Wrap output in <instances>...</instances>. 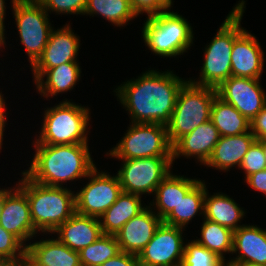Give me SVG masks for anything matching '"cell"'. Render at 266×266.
Instances as JSON below:
<instances>
[{"instance_id":"6da1fadb","label":"cell","mask_w":266,"mask_h":266,"mask_svg":"<svg viewBox=\"0 0 266 266\" xmlns=\"http://www.w3.org/2000/svg\"><path fill=\"white\" fill-rule=\"evenodd\" d=\"M149 68L138 78L122 82L114 94L130 116L131 123H157L167 126L171 120L180 88L188 80L173 70Z\"/></svg>"},{"instance_id":"7a4b0ae2","label":"cell","mask_w":266,"mask_h":266,"mask_svg":"<svg viewBox=\"0 0 266 266\" xmlns=\"http://www.w3.org/2000/svg\"><path fill=\"white\" fill-rule=\"evenodd\" d=\"M88 145L33 144L30 167L22 172L38 184L67 188V183L86 178L96 167Z\"/></svg>"},{"instance_id":"3957f363","label":"cell","mask_w":266,"mask_h":266,"mask_svg":"<svg viewBox=\"0 0 266 266\" xmlns=\"http://www.w3.org/2000/svg\"><path fill=\"white\" fill-rule=\"evenodd\" d=\"M245 2V0L238 1L217 29L211 42L204 47V62L199 70V77L198 79L189 78L191 83L217 88L231 77L233 43L246 30L241 26L246 8Z\"/></svg>"},{"instance_id":"277c9868","label":"cell","mask_w":266,"mask_h":266,"mask_svg":"<svg viewBox=\"0 0 266 266\" xmlns=\"http://www.w3.org/2000/svg\"><path fill=\"white\" fill-rule=\"evenodd\" d=\"M21 177L17 185L26 193L35 230L43 233L42 236H52V233L75 213V191H72L71 187L38 184L23 172Z\"/></svg>"},{"instance_id":"5b68a950","label":"cell","mask_w":266,"mask_h":266,"mask_svg":"<svg viewBox=\"0 0 266 266\" xmlns=\"http://www.w3.org/2000/svg\"><path fill=\"white\" fill-rule=\"evenodd\" d=\"M44 108L40 134L32 144L69 145L88 144L91 109L88 105L64 99ZM89 132V133H88Z\"/></svg>"},{"instance_id":"8992f818","label":"cell","mask_w":266,"mask_h":266,"mask_svg":"<svg viewBox=\"0 0 266 266\" xmlns=\"http://www.w3.org/2000/svg\"><path fill=\"white\" fill-rule=\"evenodd\" d=\"M141 31L145 46L163 59L183 55L195 40L191 24L171 10L146 17Z\"/></svg>"},{"instance_id":"52a82bcc","label":"cell","mask_w":266,"mask_h":266,"mask_svg":"<svg viewBox=\"0 0 266 266\" xmlns=\"http://www.w3.org/2000/svg\"><path fill=\"white\" fill-rule=\"evenodd\" d=\"M216 88L199 86L187 80L180 88L170 122L168 139L173 146L181 137L210 120Z\"/></svg>"},{"instance_id":"ba28073f","label":"cell","mask_w":266,"mask_h":266,"mask_svg":"<svg viewBox=\"0 0 266 266\" xmlns=\"http://www.w3.org/2000/svg\"><path fill=\"white\" fill-rule=\"evenodd\" d=\"M121 140L106 154L117 160L172 157L167 126L157 123H131Z\"/></svg>"},{"instance_id":"9c48e42d","label":"cell","mask_w":266,"mask_h":266,"mask_svg":"<svg viewBox=\"0 0 266 266\" xmlns=\"http://www.w3.org/2000/svg\"><path fill=\"white\" fill-rule=\"evenodd\" d=\"M13 18L29 65L41 56L52 29L49 14L37 0H11Z\"/></svg>"},{"instance_id":"30bf717a","label":"cell","mask_w":266,"mask_h":266,"mask_svg":"<svg viewBox=\"0 0 266 266\" xmlns=\"http://www.w3.org/2000/svg\"><path fill=\"white\" fill-rule=\"evenodd\" d=\"M172 160V157L122 160L117 171L122 192L154 196L156 187L171 172Z\"/></svg>"},{"instance_id":"8fae6325","label":"cell","mask_w":266,"mask_h":266,"mask_svg":"<svg viewBox=\"0 0 266 266\" xmlns=\"http://www.w3.org/2000/svg\"><path fill=\"white\" fill-rule=\"evenodd\" d=\"M85 179L89 182L75 191V212L100 218L122 193L119 178L117 174L112 176L96 166Z\"/></svg>"},{"instance_id":"7c38bea8","label":"cell","mask_w":266,"mask_h":266,"mask_svg":"<svg viewBox=\"0 0 266 266\" xmlns=\"http://www.w3.org/2000/svg\"><path fill=\"white\" fill-rule=\"evenodd\" d=\"M183 231L186 230L162 222L138 255L139 263L145 266H181L186 241Z\"/></svg>"},{"instance_id":"4fadbf2b","label":"cell","mask_w":266,"mask_h":266,"mask_svg":"<svg viewBox=\"0 0 266 266\" xmlns=\"http://www.w3.org/2000/svg\"><path fill=\"white\" fill-rule=\"evenodd\" d=\"M260 80L231 76L216 88L217 96L251 122L266 106V93Z\"/></svg>"},{"instance_id":"5bb4252c","label":"cell","mask_w":266,"mask_h":266,"mask_svg":"<svg viewBox=\"0 0 266 266\" xmlns=\"http://www.w3.org/2000/svg\"><path fill=\"white\" fill-rule=\"evenodd\" d=\"M80 42V36L73 32L68 22L60 29L53 28L41 56L30 67L33 83L50 68L67 62H78Z\"/></svg>"},{"instance_id":"9a60e30c","label":"cell","mask_w":266,"mask_h":266,"mask_svg":"<svg viewBox=\"0 0 266 266\" xmlns=\"http://www.w3.org/2000/svg\"><path fill=\"white\" fill-rule=\"evenodd\" d=\"M0 225L16 236L26 247L31 242V239L39 236L31 220L30 206L26 193L18 185L5 199L0 215Z\"/></svg>"},{"instance_id":"2e32d148","label":"cell","mask_w":266,"mask_h":266,"mask_svg":"<svg viewBox=\"0 0 266 266\" xmlns=\"http://www.w3.org/2000/svg\"><path fill=\"white\" fill-rule=\"evenodd\" d=\"M163 220L147 206L131 218L115 235L121 252L139 255Z\"/></svg>"},{"instance_id":"e0dca14e","label":"cell","mask_w":266,"mask_h":266,"mask_svg":"<svg viewBox=\"0 0 266 266\" xmlns=\"http://www.w3.org/2000/svg\"><path fill=\"white\" fill-rule=\"evenodd\" d=\"M231 53V76L261 79L265 59L256 36L245 30L234 41Z\"/></svg>"},{"instance_id":"ac0fdd59","label":"cell","mask_w":266,"mask_h":266,"mask_svg":"<svg viewBox=\"0 0 266 266\" xmlns=\"http://www.w3.org/2000/svg\"><path fill=\"white\" fill-rule=\"evenodd\" d=\"M220 137L219 131L211 120L199 125L172 146V163L177 158L185 157L186 159L195 158L196 163L205 165Z\"/></svg>"},{"instance_id":"d6986e66","label":"cell","mask_w":266,"mask_h":266,"mask_svg":"<svg viewBox=\"0 0 266 266\" xmlns=\"http://www.w3.org/2000/svg\"><path fill=\"white\" fill-rule=\"evenodd\" d=\"M226 263H249L266 266V229L258 225L240 226L233 234L232 255Z\"/></svg>"},{"instance_id":"ffe728a7","label":"cell","mask_w":266,"mask_h":266,"mask_svg":"<svg viewBox=\"0 0 266 266\" xmlns=\"http://www.w3.org/2000/svg\"><path fill=\"white\" fill-rule=\"evenodd\" d=\"M71 250L80 252L95 242L103 233L99 218L81 215L75 212L52 234Z\"/></svg>"},{"instance_id":"44dd1931","label":"cell","mask_w":266,"mask_h":266,"mask_svg":"<svg viewBox=\"0 0 266 266\" xmlns=\"http://www.w3.org/2000/svg\"><path fill=\"white\" fill-rule=\"evenodd\" d=\"M255 141L256 138L250 130L239 135L221 136L204 166L215 168L221 172H228L236 166L239 168L244 156Z\"/></svg>"},{"instance_id":"7402d4cb","label":"cell","mask_w":266,"mask_h":266,"mask_svg":"<svg viewBox=\"0 0 266 266\" xmlns=\"http://www.w3.org/2000/svg\"><path fill=\"white\" fill-rule=\"evenodd\" d=\"M200 181V178H188L171 172L156 187L154 199L148 206L164 220L184 198L186 194ZM152 206V207H151Z\"/></svg>"},{"instance_id":"603a6c76","label":"cell","mask_w":266,"mask_h":266,"mask_svg":"<svg viewBox=\"0 0 266 266\" xmlns=\"http://www.w3.org/2000/svg\"><path fill=\"white\" fill-rule=\"evenodd\" d=\"M79 62H67L48 69L35 83L38 94L46 99L73 90L81 78Z\"/></svg>"},{"instance_id":"cb8c5ba5","label":"cell","mask_w":266,"mask_h":266,"mask_svg":"<svg viewBox=\"0 0 266 266\" xmlns=\"http://www.w3.org/2000/svg\"><path fill=\"white\" fill-rule=\"evenodd\" d=\"M246 211L230 195L223 192L210 195L207 189L204 201V217L210 221L216 222L222 226L235 231L240 226L242 219L246 217Z\"/></svg>"},{"instance_id":"d4e9b609","label":"cell","mask_w":266,"mask_h":266,"mask_svg":"<svg viewBox=\"0 0 266 266\" xmlns=\"http://www.w3.org/2000/svg\"><path fill=\"white\" fill-rule=\"evenodd\" d=\"M141 198L136 194L122 192L99 218L102 233L116 235L131 218L141 213L148 206L142 203Z\"/></svg>"},{"instance_id":"484cf974","label":"cell","mask_w":266,"mask_h":266,"mask_svg":"<svg viewBox=\"0 0 266 266\" xmlns=\"http://www.w3.org/2000/svg\"><path fill=\"white\" fill-rule=\"evenodd\" d=\"M47 238L45 236L39 241L32 240L27 246V250L41 264L49 266H81L79 252L71 250L57 238H53V236L52 238Z\"/></svg>"},{"instance_id":"4316f807","label":"cell","mask_w":266,"mask_h":266,"mask_svg":"<svg viewBox=\"0 0 266 266\" xmlns=\"http://www.w3.org/2000/svg\"><path fill=\"white\" fill-rule=\"evenodd\" d=\"M205 180H200L184 198H181L177 206L163 220V223L186 229L187 225L198 214L204 217V201L206 194Z\"/></svg>"},{"instance_id":"83f0119b","label":"cell","mask_w":266,"mask_h":266,"mask_svg":"<svg viewBox=\"0 0 266 266\" xmlns=\"http://www.w3.org/2000/svg\"><path fill=\"white\" fill-rule=\"evenodd\" d=\"M210 120L220 136H234L250 130V122L234 106L218 96L214 98Z\"/></svg>"},{"instance_id":"f1b7e54d","label":"cell","mask_w":266,"mask_h":266,"mask_svg":"<svg viewBox=\"0 0 266 266\" xmlns=\"http://www.w3.org/2000/svg\"><path fill=\"white\" fill-rule=\"evenodd\" d=\"M83 15L103 17L116 27H124L137 18L129 0H87Z\"/></svg>"},{"instance_id":"f546056e","label":"cell","mask_w":266,"mask_h":266,"mask_svg":"<svg viewBox=\"0 0 266 266\" xmlns=\"http://www.w3.org/2000/svg\"><path fill=\"white\" fill-rule=\"evenodd\" d=\"M200 229V238L196 237L194 240L226 263V253H232L234 231L205 218Z\"/></svg>"},{"instance_id":"4dcf8cb0","label":"cell","mask_w":266,"mask_h":266,"mask_svg":"<svg viewBox=\"0 0 266 266\" xmlns=\"http://www.w3.org/2000/svg\"><path fill=\"white\" fill-rule=\"evenodd\" d=\"M120 252L115 235L102 234L95 242L79 252L80 263L81 266H101Z\"/></svg>"},{"instance_id":"1f68e13d","label":"cell","mask_w":266,"mask_h":266,"mask_svg":"<svg viewBox=\"0 0 266 266\" xmlns=\"http://www.w3.org/2000/svg\"><path fill=\"white\" fill-rule=\"evenodd\" d=\"M181 266H226V263L193 239L185 243Z\"/></svg>"},{"instance_id":"d6a6232c","label":"cell","mask_w":266,"mask_h":266,"mask_svg":"<svg viewBox=\"0 0 266 266\" xmlns=\"http://www.w3.org/2000/svg\"><path fill=\"white\" fill-rule=\"evenodd\" d=\"M27 247L12 233L0 225V257L11 264L23 262Z\"/></svg>"},{"instance_id":"836d02e7","label":"cell","mask_w":266,"mask_h":266,"mask_svg":"<svg viewBox=\"0 0 266 266\" xmlns=\"http://www.w3.org/2000/svg\"><path fill=\"white\" fill-rule=\"evenodd\" d=\"M46 12L56 15H83L87 0H37Z\"/></svg>"},{"instance_id":"e575fe53","label":"cell","mask_w":266,"mask_h":266,"mask_svg":"<svg viewBox=\"0 0 266 266\" xmlns=\"http://www.w3.org/2000/svg\"><path fill=\"white\" fill-rule=\"evenodd\" d=\"M266 169V159L261 145L255 141L244 156L239 170H243L244 179L258 171Z\"/></svg>"},{"instance_id":"d590c367","label":"cell","mask_w":266,"mask_h":266,"mask_svg":"<svg viewBox=\"0 0 266 266\" xmlns=\"http://www.w3.org/2000/svg\"><path fill=\"white\" fill-rule=\"evenodd\" d=\"M134 13L138 16L145 13L147 17L170 10L173 0H129Z\"/></svg>"},{"instance_id":"8d00e7d4","label":"cell","mask_w":266,"mask_h":266,"mask_svg":"<svg viewBox=\"0 0 266 266\" xmlns=\"http://www.w3.org/2000/svg\"><path fill=\"white\" fill-rule=\"evenodd\" d=\"M250 131L256 140L266 139V106L251 120Z\"/></svg>"},{"instance_id":"74e56055","label":"cell","mask_w":266,"mask_h":266,"mask_svg":"<svg viewBox=\"0 0 266 266\" xmlns=\"http://www.w3.org/2000/svg\"><path fill=\"white\" fill-rule=\"evenodd\" d=\"M137 255L120 252L115 257L108 259L101 266H139Z\"/></svg>"},{"instance_id":"f35d334b","label":"cell","mask_w":266,"mask_h":266,"mask_svg":"<svg viewBox=\"0 0 266 266\" xmlns=\"http://www.w3.org/2000/svg\"><path fill=\"white\" fill-rule=\"evenodd\" d=\"M244 181L254 191L266 195V169L247 176Z\"/></svg>"},{"instance_id":"ab89813d","label":"cell","mask_w":266,"mask_h":266,"mask_svg":"<svg viewBox=\"0 0 266 266\" xmlns=\"http://www.w3.org/2000/svg\"><path fill=\"white\" fill-rule=\"evenodd\" d=\"M6 102L4 98V94H2V90L0 91V152L2 150V145H3V136L5 132V126L7 125V117L6 115L8 114L6 112Z\"/></svg>"},{"instance_id":"60d3db41","label":"cell","mask_w":266,"mask_h":266,"mask_svg":"<svg viewBox=\"0 0 266 266\" xmlns=\"http://www.w3.org/2000/svg\"><path fill=\"white\" fill-rule=\"evenodd\" d=\"M22 263L24 266H49L41 264L27 249Z\"/></svg>"},{"instance_id":"b9f144b4","label":"cell","mask_w":266,"mask_h":266,"mask_svg":"<svg viewBox=\"0 0 266 266\" xmlns=\"http://www.w3.org/2000/svg\"><path fill=\"white\" fill-rule=\"evenodd\" d=\"M17 186L14 185V187H6V188H0V215L2 213V209L5 203V199L7 198V195Z\"/></svg>"},{"instance_id":"7bdbcfd3","label":"cell","mask_w":266,"mask_h":266,"mask_svg":"<svg viewBox=\"0 0 266 266\" xmlns=\"http://www.w3.org/2000/svg\"><path fill=\"white\" fill-rule=\"evenodd\" d=\"M6 3L5 0H0V25L5 27V17H6Z\"/></svg>"},{"instance_id":"ee69618b","label":"cell","mask_w":266,"mask_h":266,"mask_svg":"<svg viewBox=\"0 0 266 266\" xmlns=\"http://www.w3.org/2000/svg\"><path fill=\"white\" fill-rule=\"evenodd\" d=\"M6 28L2 25H0V51L6 47V36H5V30ZM3 47V49H1Z\"/></svg>"},{"instance_id":"f6af8a7d","label":"cell","mask_w":266,"mask_h":266,"mask_svg":"<svg viewBox=\"0 0 266 266\" xmlns=\"http://www.w3.org/2000/svg\"><path fill=\"white\" fill-rule=\"evenodd\" d=\"M226 266H265V265L249 264V263H226Z\"/></svg>"},{"instance_id":"bcb514c9","label":"cell","mask_w":266,"mask_h":266,"mask_svg":"<svg viewBox=\"0 0 266 266\" xmlns=\"http://www.w3.org/2000/svg\"><path fill=\"white\" fill-rule=\"evenodd\" d=\"M262 147L263 149V154L265 155V159H266V139H262V140H256Z\"/></svg>"},{"instance_id":"7dc6e473","label":"cell","mask_w":266,"mask_h":266,"mask_svg":"<svg viewBox=\"0 0 266 266\" xmlns=\"http://www.w3.org/2000/svg\"><path fill=\"white\" fill-rule=\"evenodd\" d=\"M12 264L5 260L4 258L0 257V266H11Z\"/></svg>"},{"instance_id":"c3c4849f","label":"cell","mask_w":266,"mask_h":266,"mask_svg":"<svg viewBox=\"0 0 266 266\" xmlns=\"http://www.w3.org/2000/svg\"><path fill=\"white\" fill-rule=\"evenodd\" d=\"M11 266H24L23 263L20 264H12Z\"/></svg>"}]
</instances>
